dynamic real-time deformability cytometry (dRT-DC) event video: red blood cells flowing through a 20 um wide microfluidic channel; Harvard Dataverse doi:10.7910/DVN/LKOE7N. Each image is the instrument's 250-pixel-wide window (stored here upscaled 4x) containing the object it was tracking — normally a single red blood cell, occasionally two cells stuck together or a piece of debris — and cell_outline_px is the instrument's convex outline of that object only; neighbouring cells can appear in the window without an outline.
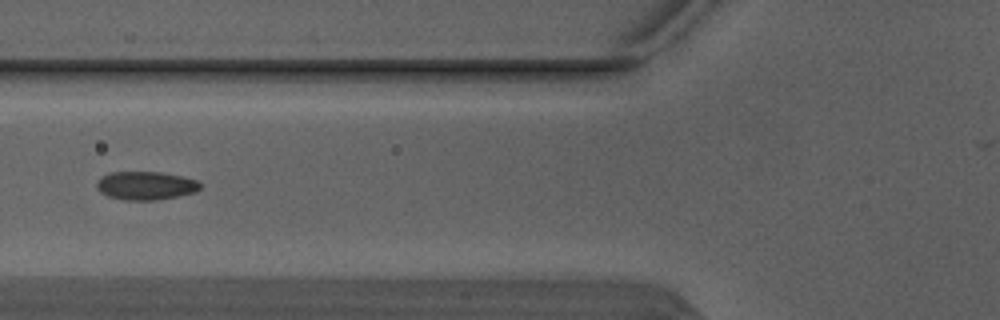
{"species": "Egyptian fruit bat (a non-hibernating species)", "species_latin": "Rousettus aegyptiacus", "temperature_condition": "warm", "stored_images_in_passage": 6, "segment_of_instrument_passage": [2, 2], "camera_frame_rate_fps": 3000, "um_per_image_px": 0.085, "animal": {"sex": "male"}, "frame": {"image": 1, "passage_image": 5, "time_ms": 1.333, "image_size_px": [1000, 320], "cell_outline_px": [[200, 188], [196, 192], [156, 200], [124, 200], [108, 196], [100, 192], [96, 188], [96, 184], [100, 176], [108, 172], [160, 172], [180, 176], [196, 180], [200, 184]], "centroid_in_image_um": [12.33, 15.77], "position_along_channel_um": 113.5, "area_um2": 17.11}}